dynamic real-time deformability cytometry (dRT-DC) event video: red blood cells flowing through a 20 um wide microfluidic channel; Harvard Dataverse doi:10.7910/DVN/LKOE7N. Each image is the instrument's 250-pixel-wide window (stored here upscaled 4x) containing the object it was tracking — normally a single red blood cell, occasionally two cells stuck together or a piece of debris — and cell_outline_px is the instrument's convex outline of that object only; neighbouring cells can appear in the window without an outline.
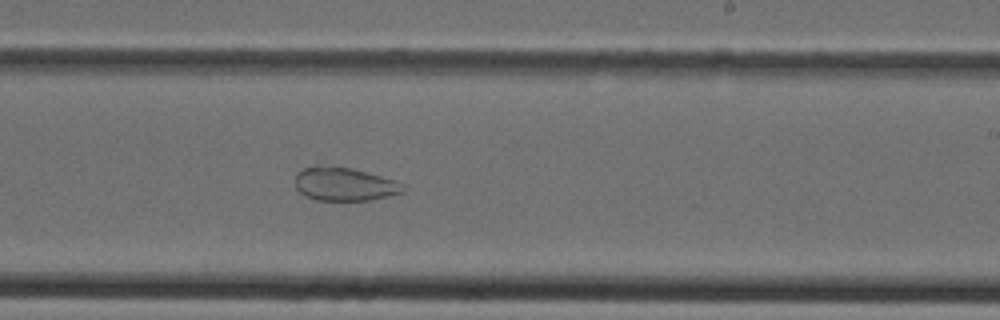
{"species": "Egyptian fruit bat (a non-hibernating species)", "species_latin": "Rousettus aegyptiacus", "temperature_condition": "cold", "stored_images_in_passage": 39, "camera_frame_rate_fps": 3000, "um_per_image_px": 0.085, "animal": {"sex": "female"}, "frame": {"image": 1, "passage_image": 24, "time_ms": 7.667, "image_size_px": [1000, 320], "cell_outline_px": [[404, 192], [372, 200], [316, 200], [304, 196], [296, 188], [296, 172], [304, 168], [316, 164], [320, 164], [352, 168], [380, 176], [404, 184]], "centroid_in_image_um": [29.23, 15.64], "position_along_channel_um": 259.8, "area_um2": 21.15}}
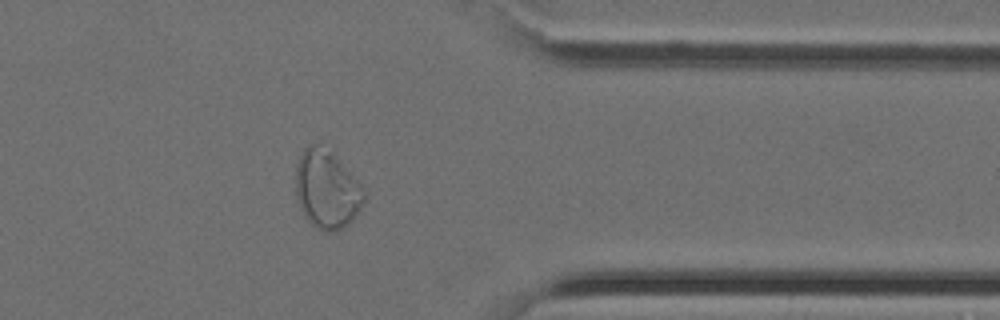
{"frame": {"image": 2, "passage_image": 32, "time_ms": 10.333, "image_size_px": [1000, 320], "cell_outline_px": [[364, 200], [360, 208], [352, 220], [348, 224], [332, 232], [324, 232], [316, 228], [304, 216], [300, 208], [296, 196], [296, 164], [304, 148], [308, 144], [316, 144], [332, 152], [364, 188]], "centroid_in_image_um": [27.76, 16.11], "position_along_channel_um": 383.6, "area_um2": 30.98}}
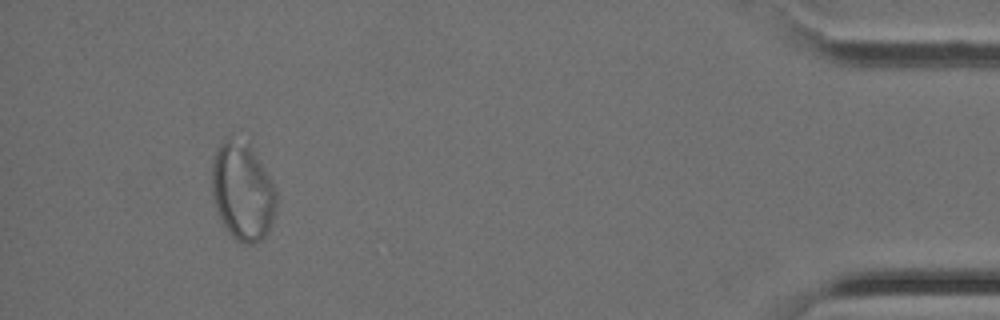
{"frame": {"image": 3, "passage_image": 37, "time_ms": 12.0, "image_size_px": [1000, 320], "cell_outline_px": [[276, 208], [268, 232], [260, 240], [252, 244], [244, 244], [236, 240], [228, 232], [216, 208], [212, 196], [212, 164], [216, 152], [220, 144], [224, 140], [228, 140], [248, 144], [276, 188]], "centroid_in_image_um": [20.62, 16.35], "position_along_channel_um": 414.6, "area_um2": 35.89}}